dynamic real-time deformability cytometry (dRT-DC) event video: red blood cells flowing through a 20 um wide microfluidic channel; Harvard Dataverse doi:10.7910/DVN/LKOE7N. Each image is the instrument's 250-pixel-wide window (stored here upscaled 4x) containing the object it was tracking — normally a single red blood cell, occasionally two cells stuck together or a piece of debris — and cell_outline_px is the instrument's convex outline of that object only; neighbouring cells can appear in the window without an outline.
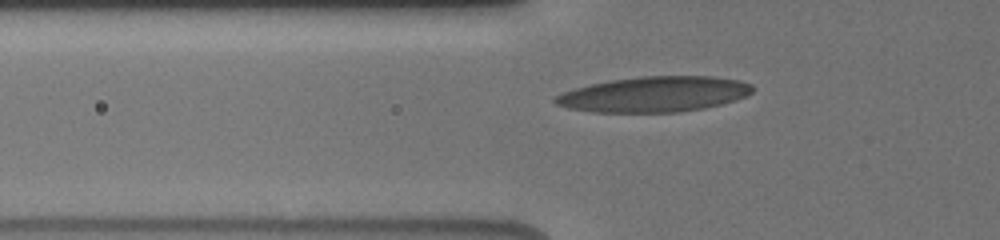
{"species": "human", "species_latin": "Homo sapiens", "temperature_condition": "cold", "stored_images_in_passage": 22, "camera_frame_rate_fps": 3000, "um_per_image_px": 0.085, "donor": {"sex": "male"}, "frame": {"image": 1, "passage_image": 10, "time_ms": 3.0, "image_size_px": [1000, 240], "cell_outline_px": [[756, 88], [752, 92], [736, 100], [704, 108], [680, 112], [592, 112], [568, 108], [556, 104], [552, 100], [552, 96], [576, 88], [592, 84], [612, 80], [640, 76], [712, 76], [740, 80], [752, 84]], "centroid_in_image_um": [55.62, 8.01], "position_along_channel_um": 70.2, "area_um2": 40.81}}
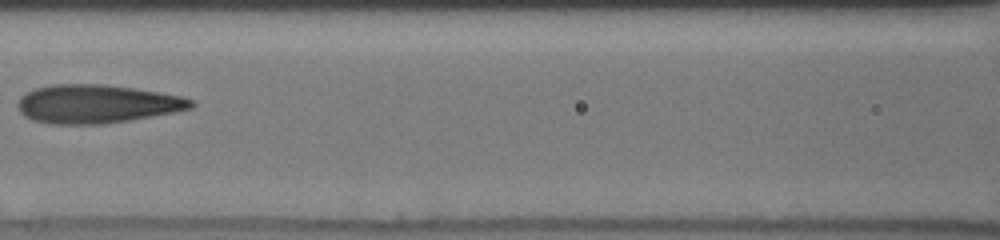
{"frame": {"image": 2, "passage_image": 14, "time_ms": 5.333, "image_size_px": [1000, 240], "cell_outline_px": [[196, 104], [192, 108], [152, 116], [128, 120], [100, 124], [52, 124], [32, 120], [24, 116], [16, 108], [16, 104], [20, 96], [36, 88], [52, 84], [104, 84], [160, 92], [180, 96], [192, 100]], "centroid_in_image_um": [8.17, 8.83], "position_along_channel_um": 158.4, "area_um2": 38.84}}
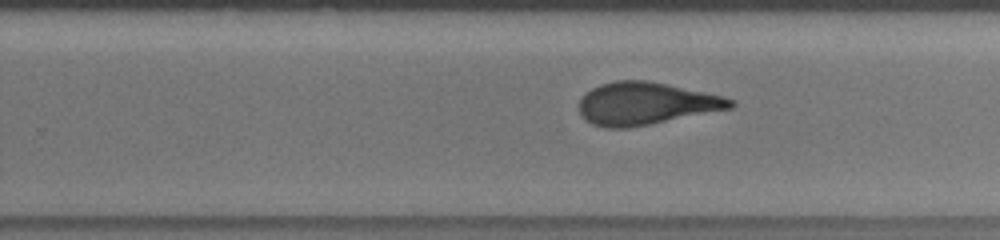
{"frame": {"image": 3, "passage_image": 20, "time_ms": 8.333, "image_size_px": [1000, 240], "cell_outline_px": [[736, 104], [732, 108], [628, 128], [608, 128], [592, 124], [584, 120], [580, 112], [580, 100], [584, 92], [600, 84], [616, 80], [644, 80], [724, 96], [736, 100]], "centroid_in_image_um": [54.87, 8.8], "position_along_channel_um": 274.9, "area_um2": 37.22}}